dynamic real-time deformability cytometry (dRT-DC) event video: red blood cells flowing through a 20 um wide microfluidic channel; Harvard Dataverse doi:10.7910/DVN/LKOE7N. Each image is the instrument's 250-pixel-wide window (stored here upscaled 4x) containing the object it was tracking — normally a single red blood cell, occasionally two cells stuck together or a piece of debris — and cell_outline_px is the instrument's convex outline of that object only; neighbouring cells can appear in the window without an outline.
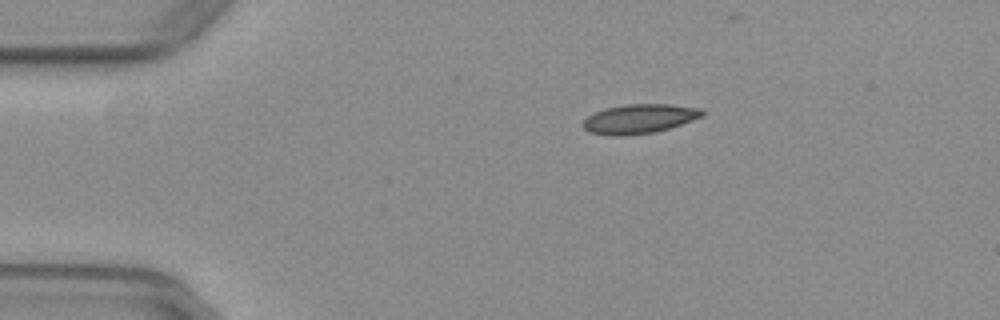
{"species": "common noctule bat (a hibernating species)", "species_latin": "Nyctalus noctula", "temperature_condition": "warm", "stored_images_in_passage": 7, "camera_frame_rate_fps": 3000, "um_per_image_px": 0.085, "animal": {"sex": "female", "body_mass_g": 29.2, "forearm_length_mm": 56.3}, "frame": {"image": 1, "passage_image": 1, "time_ms": 0.0, "image_size_px": [1000, 320], "cell_outline_px": [[704, 116], [656, 132], [624, 136], [608, 136], [588, 132], [580, 124], [588, 116], [604, 108], [628, 104], [668, 104], [704, 108]], "centroid_in_image_um": [54.33, 10.1], "position_along_channel_um": 30.7, "area_um2": 20.58}}